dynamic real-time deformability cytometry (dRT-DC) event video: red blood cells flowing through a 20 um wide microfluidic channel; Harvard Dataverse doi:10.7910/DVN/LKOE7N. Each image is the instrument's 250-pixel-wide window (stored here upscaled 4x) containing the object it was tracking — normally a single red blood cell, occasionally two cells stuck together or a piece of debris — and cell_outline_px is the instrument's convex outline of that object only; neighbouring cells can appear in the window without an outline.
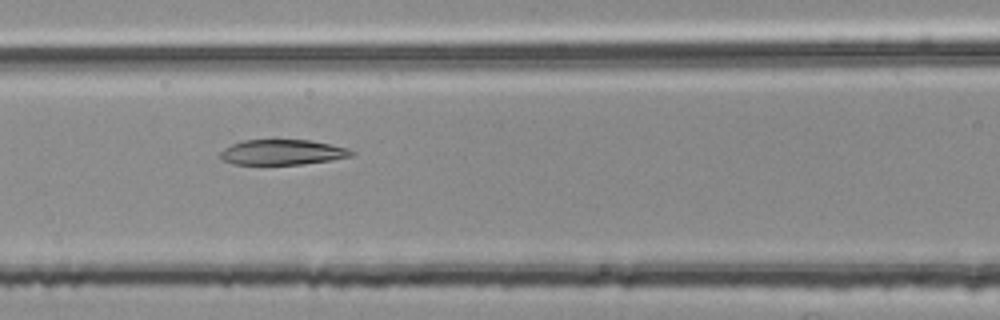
{"species": "common noctule bat (a hibernating species)", "species_latin": "Nyctalus noctula", "temperature_condition": "room temperature", "stored_images_in_passage": 54, "camera_frame_rate_fps": 3000, "um_per_image_px": 0.085, "animal": {"sex": "female", "body_mass_g": 25.1}, "frame": {"image": 1, "passage_image": 23, "time_ms": 7.333, "image_size_px": [1000, 320], "cell_outline_px": [[356, 152], [352, 156], [332, 160], [300, 164], [232, 164], [224, 160], [220, 156], [220, 152], [224, 148], [232, 144], [244, 140], [312, 140], [332, 144], [348, 148]], "centroid_in_image_um": [24.04, 12.93], "position_along_channel_um": 142.6, "area_um2": 19.31}}
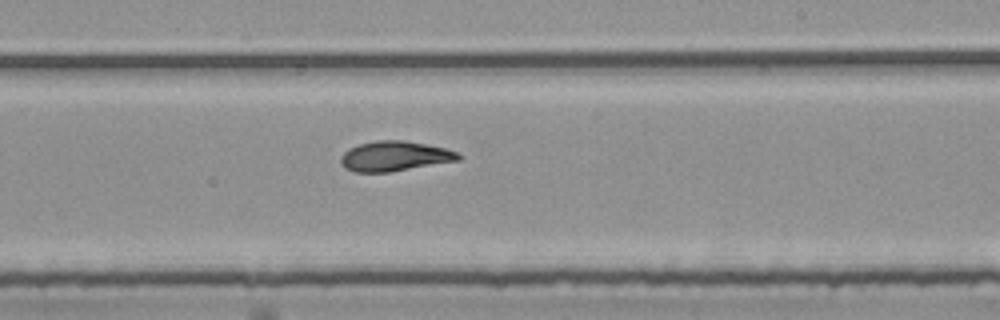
{"frame": {"image": 2, "passage_image": 32, "time_ms": 10.333, "image_size_px": [1000, 320], "cell_outline_px": [[464, 156], [460, 160], [388, 172], [356, 172], [344, 168], [340, 164], [340, 156], [348, 148], [356, 144], [376, 140], [404, 140], [444, 148], [456, 152]], "centroid_in_image_um": [33.5, 13.27], "position_along_channel_um": 255.5, "area_um2": 20.63}}
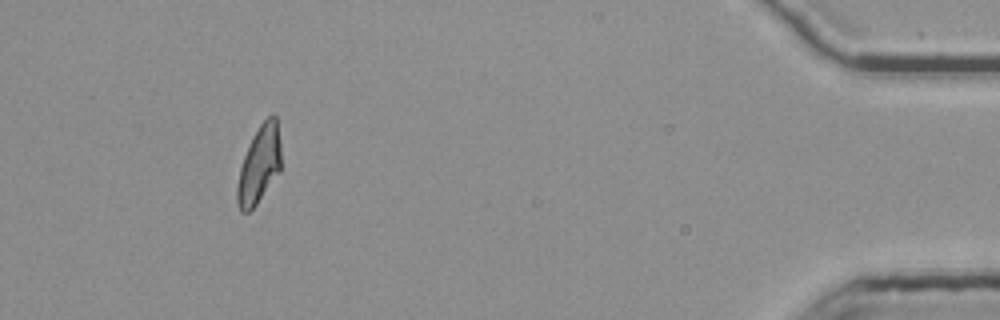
{"frame": {"image": 3, "passage_image": 50, "time_ms": 16.333, "image_size_px": [1000, 320], "cell_outline_px": [[280, 172], [256, 204], [248, 212], [240, 212], [236, 200], [236, 188], [240, 168], [244, 156], [252, 136], [260, 124], [272, 112], [276, 116], [280, 140]], "centroid_in_image_um": [22.03, 13.98], "position_along_channel_um": 413.2, "area_um2": 19.83}, "authors_computed_cell_mechanics": {"area_um2": 20.4323, "velocity_mm_per_s": 3.7677, "shape_relaxation_time_tau1_ms": null, "shape_relaxation_time_tau2_ms": 4.1402, "deformation_change_tau1": null, "deformation_change_tau2": 0.0942}}